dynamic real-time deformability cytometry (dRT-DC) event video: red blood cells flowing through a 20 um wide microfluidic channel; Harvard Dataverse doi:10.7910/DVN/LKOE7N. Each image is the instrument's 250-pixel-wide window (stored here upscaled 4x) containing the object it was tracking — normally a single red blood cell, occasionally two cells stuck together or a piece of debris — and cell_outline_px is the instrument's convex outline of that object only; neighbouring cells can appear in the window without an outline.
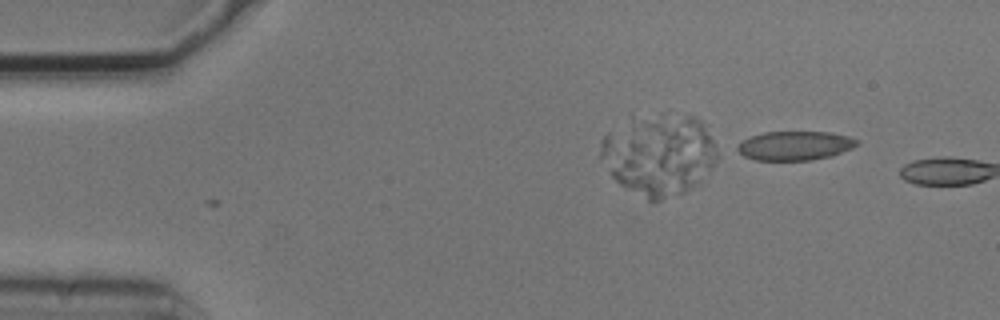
{"species": "common noctule bat (a hibernating species)", "species_latin": "Nyctalus noctula", "temperature_condition": "cold", "stored_images_in_passage": 2, "camera_frame_rate_fps": 3000, "um_per_image_px": 0.085, "animal": {"sex": "male", "body_mass_g": 20.5, "forearm_length_mm": 52.5}, "frame": {"image": 1, "passage_image": 2, "time_ms": 0.333, "image_size_px": [1000, 320], "cell_outline_px": [[860, 144], [852, 148], [832, 156], [812, 160], [756, 160], [744, 156], [732, 148], [732, 144], [740, 140], [764, 132], [832, 132], [848, 136], [860, 140]], "centroid_in_image_um": [67.51, 12.38], "position_along_channel_um": 17.5, "area_um2": 20.75}}